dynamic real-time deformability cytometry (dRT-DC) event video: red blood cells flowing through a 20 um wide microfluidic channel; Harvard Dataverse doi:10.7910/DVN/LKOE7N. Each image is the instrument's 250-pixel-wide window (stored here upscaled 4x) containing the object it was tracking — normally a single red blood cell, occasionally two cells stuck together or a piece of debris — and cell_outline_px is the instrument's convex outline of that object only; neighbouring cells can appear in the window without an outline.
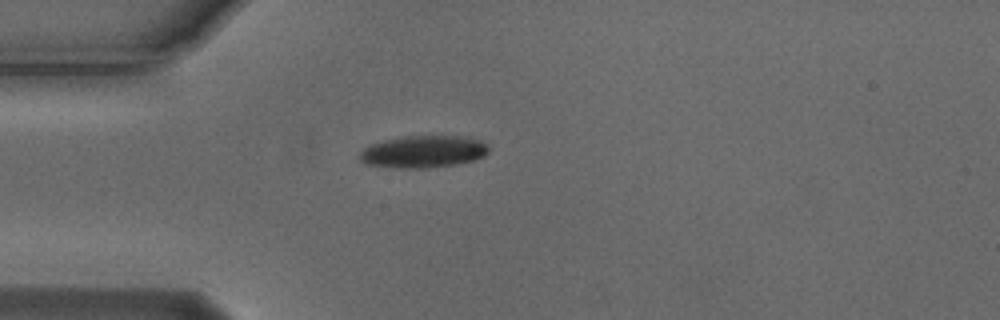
{"species": "Egyptian fruit bat (a non-hibernating species)", "species_latin": "Rousettus aegyptiacus", "temperature_condition": "cold", "stored_images_in_passage": 4, "camera_frame_rate_fps": 3000, "um_per_image_px": 0.085, "animal": {"sex": "male"}, "frame": {"image": 1, "passage_image": 1, "time_ms": 0.0, "image_size_px": [1000, 320], "cell_outline_px": [[488, 152], [484, 156], [476, 160], [456, 164], [428, 168], [396, 168], [364, 164], [360, 160], [360, 152], [364, 148], [372, 144], [384, 140], [404, 136], [468, 136], [480, 140], [488, 144]], "centroid_in_image_um": [36.01, 12.89], "position_along_channel_um": 49.0, "area_um2": 24.39}}